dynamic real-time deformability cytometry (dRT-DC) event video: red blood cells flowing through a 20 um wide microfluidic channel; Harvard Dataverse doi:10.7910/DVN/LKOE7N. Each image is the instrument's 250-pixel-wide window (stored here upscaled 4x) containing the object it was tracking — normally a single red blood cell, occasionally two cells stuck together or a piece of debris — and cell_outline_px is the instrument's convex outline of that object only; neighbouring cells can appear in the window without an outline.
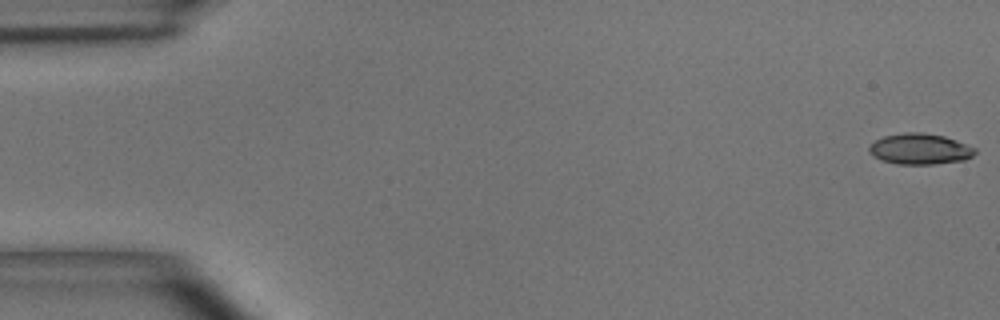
{"species": "common noctule bat (a hibernating species)", "species_latin": "Nyctalus noctula", "temperature_condition": "room temperature", "stored_images_in_passage": 55, "camera_frame_rate_fps": 3000, "um_per_image_px": 0.085, "animal": {"sex": "male", "body_mass_g": 15.6}, "frame": {"image": 1, "passage_image": 1, "time_ms": 0.0, "image_size_px": [1000, 320], "cell_outline_px": [[976, 152], [972, 156], [964, 160], [932, 164], [896, 164], [880, 160], [872, 156], [868, 152], [868, 148], [876, 140], [884, 136], [904, 132], [924, 132], [944, 136], [956, 140], [976, 148]], "centroid_in_image_um": [78.17, 12.66], "position_along_channel_um": 6.8, "area_um2": 19.13}}
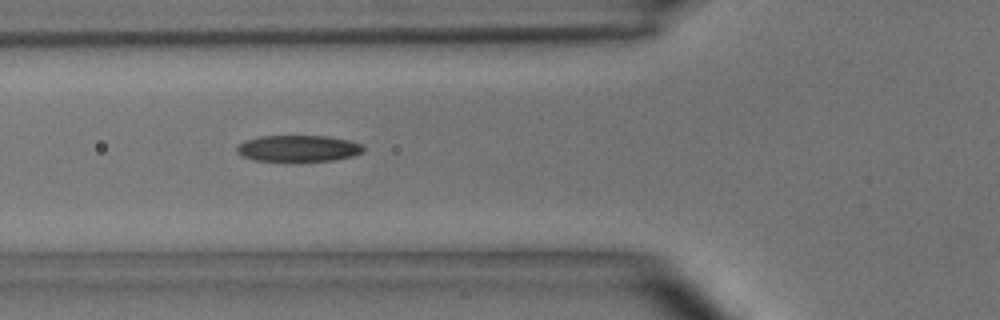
{"frame": {"image": 2, "passage_image": 20, "time_ms": 6.333, "image_size_px": [1000, 320], "cell_outline_px": [[364, 152], [352, 156], [336, 160], [252, 160], [236, 152], [236, 144], [244, 140], [260, 136], [328, 136], [348, 140], [364, 144]], "centroid_in_image_um": [25.36, 12.59], "position_along_channel_um": 100.4, "area_um2": 19.42}}
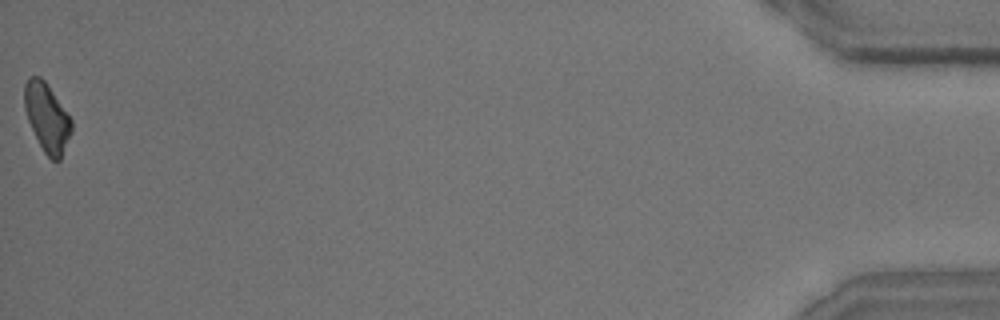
{"frame": {"image": 3, "passage_image": 55, "time_ms": 18.0, "image_size_px": [1000, 320], "cell_outline_px": [[72, 132], [60, 160], [52, 160], [44, 152], [28, 120], [24, 108], [24, 84], [32, 76], [40, 76], [44, 80], [72, 120]], "centroid_in_image_um": [3.99, 9.99], "position_along_channel_um": 431.2, "area_um2": 18.44}, "authors_computed_cell_mechanics": {"area_um2": 19.5942, "velocity_mm_per_s": 3.6572, "shape_relaxation_time_tau1_ms": 7.0983, "shape_relaxation_time_tau2_ms": 4.3192, "deformation_change_tau1": 0.1847, "deformation_change_tau2": 0.1298}}